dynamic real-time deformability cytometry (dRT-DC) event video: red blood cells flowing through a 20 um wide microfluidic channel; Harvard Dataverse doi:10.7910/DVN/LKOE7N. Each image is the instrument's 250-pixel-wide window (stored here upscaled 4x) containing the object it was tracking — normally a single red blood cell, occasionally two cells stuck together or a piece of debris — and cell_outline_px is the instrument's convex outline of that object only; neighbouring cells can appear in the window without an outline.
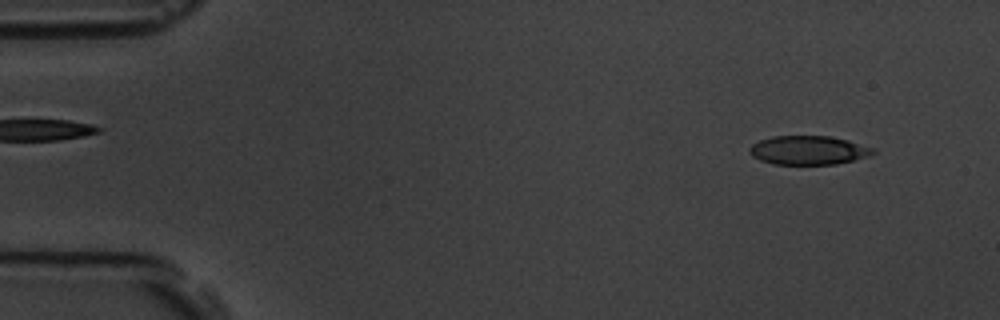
{"species": "common noctule bat (a hibernating species)", "species_latin": "Nyctalus noctula", "temperature_condition": "room temperature", "stored_images_in_passage": 4, "camera_frame_rate_fps": 3000, "um_per_image_px": 0.085, "animal": {"sex": "male", "body_mass_g": 19.5, "forearm_length_mm": 54.6}, "frame": {"image": 1, "passage_image": 1, "time_ms": 0.0, "image_size_px": [1000, 320], "cell_outline_px": [[876, 152], [868, 156], [836, 164], [772, 164], [760, 160], [752, 156], [748, 152], [748, 148], [752, 144], [760, 140], [772, 136], [832, 136], [848, 140], [872, 148]], "centroid_in_image_um": [68.67, 12.76], "position_along_channel_um": 16.3, "area_um2": 20.75}}
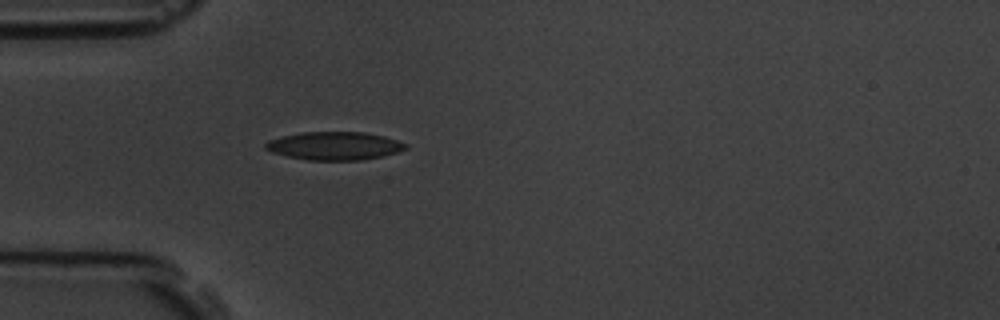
{"frame": {"image": 2, "passage_image": 4, "time_ms": 3.667, "image_size_px": [1000, 320], "cell_outline_px": [[408, 148], [400, 152], [384, 156], [360, 160], [308, 160], [288, 156], [272, 152], [264, 148], [264, 144], [268, 140], [284, 136], [304, 132], [364, 132], [384, 136], [408, 144]], "centroid_in_image_um": [28.47, 12.4], "position_along_channel_um": 56.5, "area_um2": 23.0}}